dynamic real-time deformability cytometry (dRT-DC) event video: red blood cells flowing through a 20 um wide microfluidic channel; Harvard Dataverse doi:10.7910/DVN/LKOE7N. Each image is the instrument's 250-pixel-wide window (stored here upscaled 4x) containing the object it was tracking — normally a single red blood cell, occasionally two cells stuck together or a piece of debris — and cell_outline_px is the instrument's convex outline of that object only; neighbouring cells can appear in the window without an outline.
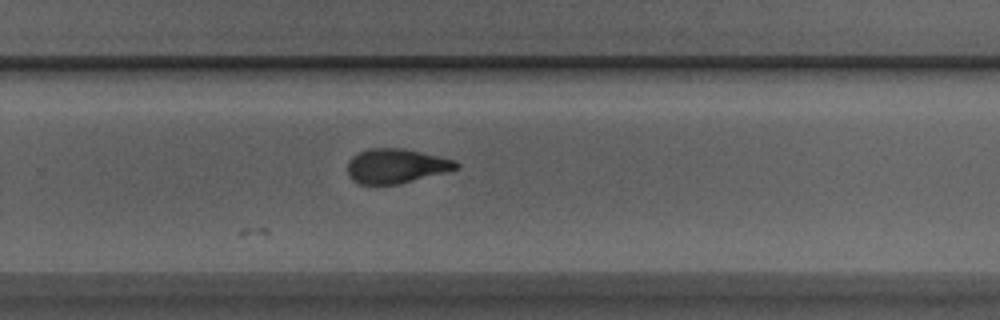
{"species": "Egyptian fruit bat (a non-hibernating species)", "species_latin": "Rousettus aegyptiacus", "temperature_condition": "room temperature", "stored_images_in_passage": 10, "camera_frame_rate_fps": 3000, "um_per_image_px": 0.085, "animal": {"sex": "male"}, "frame": {"image": 1, "passage_image": 10, "time_ms": 3.0, "image_size_px": [1000, 320], "cell_outline_px": [[460, 164], [456, 168], [444, 172], [396, 184], [356, 184], [348, 176], [348, 160], [352, 156], [368, 148], [404, 148], [440, 156], [456, 160]], "centroid_in_image_um": [33.62, 14.09], "position_along_channel_um": 296.2, "area_um2": 21.73}}